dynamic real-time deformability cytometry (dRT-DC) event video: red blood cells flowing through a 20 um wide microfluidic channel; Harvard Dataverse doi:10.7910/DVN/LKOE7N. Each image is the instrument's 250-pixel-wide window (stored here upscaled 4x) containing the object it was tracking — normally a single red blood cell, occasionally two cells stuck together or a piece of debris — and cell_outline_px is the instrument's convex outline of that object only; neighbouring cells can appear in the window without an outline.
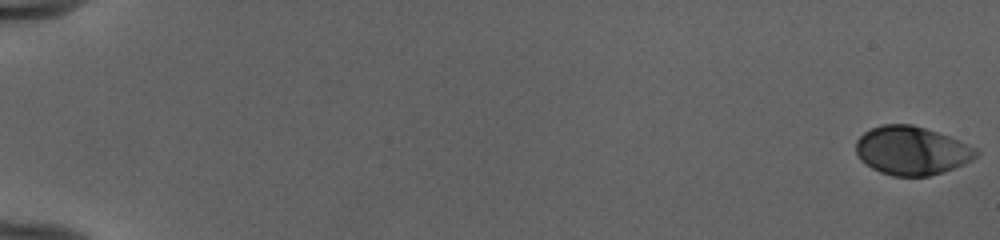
{"species": "human", "species_latin": "Homo sapiens", "temperature_condition": "cold", "stored_images_in_passage": 54, "camera_frame_rate_fps": 3000, "um_per_image_px": 0.085, "donor": {"sex": "female"}, "frame": {"image": 1, "passage_image": 1, "time_ms": 0.0, "image_size_px": [1000, 240], "cell_outline_px": [[980, 152], [972, 160], [964, 164], [928, 176], [892, 176], [880, 172], [872, 168], [860, 160], [856, 152], [856, 140], [864, 132], [872, 128], [884, 124], [912, 124], [948, 136], [976, 148]], "centroid_in_image_um": [77.46, 12.8], "position_along_channel_um": 7.5, "area_um2": 33.76}}
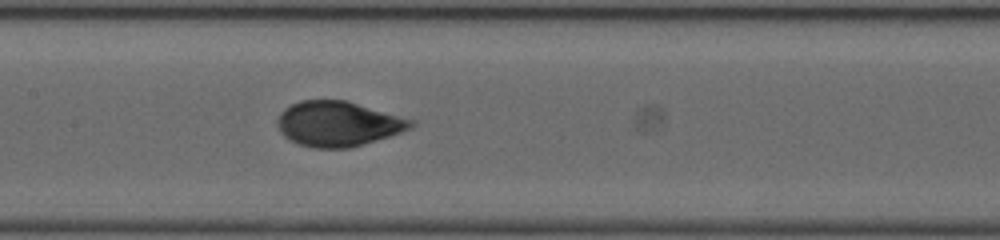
{"frame": {"image": 2, "passage_image": 29, "time_ms": 9.333, "image_size_px": [1000, 240], "cell_outline_px": [[416, 124], [412, 128], [388, 136], [348, 148], [316, 148], [300, 144], [284, 136], [280, 132], [280, 112], [284, 108], [300, 100], [344, 100], [416, 120]], "centroid_in_image_um": [28.77, 10.51], "position_along_channel_um": 178.6, "area_um2": 34.51}}
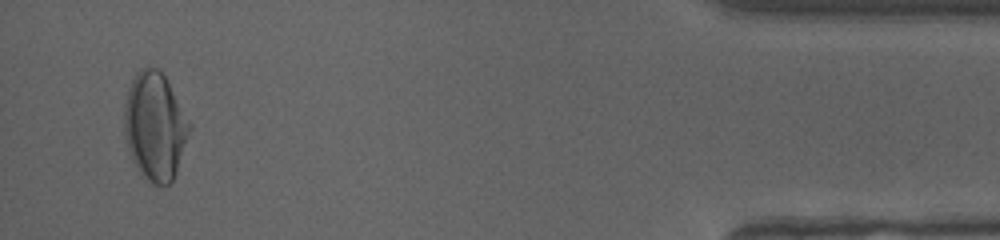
{"frame": {"image": 3, "passage_image": 52, "time_ms": 17.0, "image_size_px": [1000, 240], "cell_outline_px": [[192, 128], [176, 172], [172, 180], [168, 184], [152, 184], [144, 176], [132, 160], [128, 152], [124, 136], [124, 104], [132, 80], [136, 72], [140, 68], [156, 68], [164, 76], [192, 124]], "centroid_in_image_um": [13.17, 10.74], "position_along_channel_um": 422.0, "area_um2": 40.81}, "authors_computed_cell_mechanics": {"area_um2": 34.5644, "velocity_mm_per_s": 3.9848, "shape_relaxation_time_tau1_ms": 3.6207, "shape_relaxation_time_tau2_ms": null, "deformation_change_tau1": 0.1719, "deformation_change_tau2": null}}